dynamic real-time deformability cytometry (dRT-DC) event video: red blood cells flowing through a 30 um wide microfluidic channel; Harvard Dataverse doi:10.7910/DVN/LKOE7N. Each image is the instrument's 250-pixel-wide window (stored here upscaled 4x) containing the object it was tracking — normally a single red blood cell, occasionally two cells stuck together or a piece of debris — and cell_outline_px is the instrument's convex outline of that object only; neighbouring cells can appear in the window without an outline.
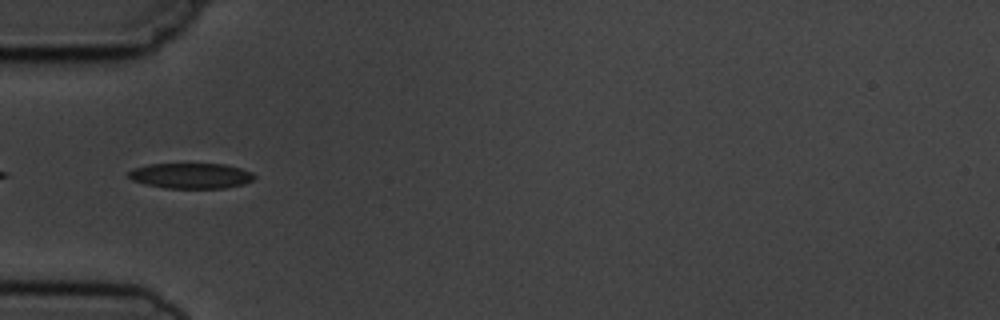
{"species": "common noctule bat (a hibernating species)", "species_latin": "Nyctalus noctula", "temperature_condition": "cold", "stored_images_in_passage": 6, "camera_frame_rate_fps": 3000, "um_per_image_px": 0.085, "animal": {"sex": "male", "body_mass_g": 19.5, "forearm_length_mm": 54.6}, "frame": {"image": 1, "passage_image": 5, "time_ms": 4.667, "image_size_px": [1000, 320], "cell_outline_px": [[256, 176], [252, 180], [244, 184], [224, 188], [168, 188], [144, 184], [132, 180], [128, 176], [128, 172], [136, 168], [148, 164], [224, 164], [240, 168], [252, 172]], "centroid_in_image_um": [16.24, 14.94], "position_along_channel_um": 68.8, "area_um2": 18.55}}
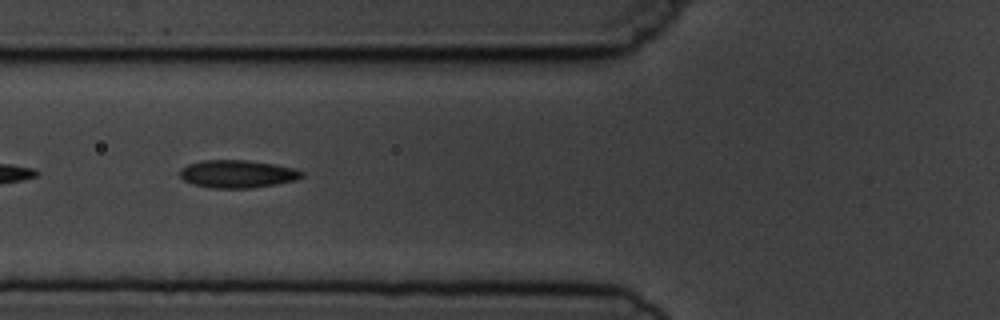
{"frame": {"image": 2, "passage_image": 6, "time_ms": 5.667, "image_size_px": [1000, 320], "cell_outline_px": [[304, 176], [296, 180], [276, 184], [252, 188], [212, 188], [192, 184], [184, 180], [180, 176], [180, 168], [188, 164], [204, 160], [244, 160], [272, 164], [296, 168], [304, 172]], "centroid_in_image_um": [20.19, 14.79], "position_along_channel_um": 105.6, "area_um2": 19.77}}